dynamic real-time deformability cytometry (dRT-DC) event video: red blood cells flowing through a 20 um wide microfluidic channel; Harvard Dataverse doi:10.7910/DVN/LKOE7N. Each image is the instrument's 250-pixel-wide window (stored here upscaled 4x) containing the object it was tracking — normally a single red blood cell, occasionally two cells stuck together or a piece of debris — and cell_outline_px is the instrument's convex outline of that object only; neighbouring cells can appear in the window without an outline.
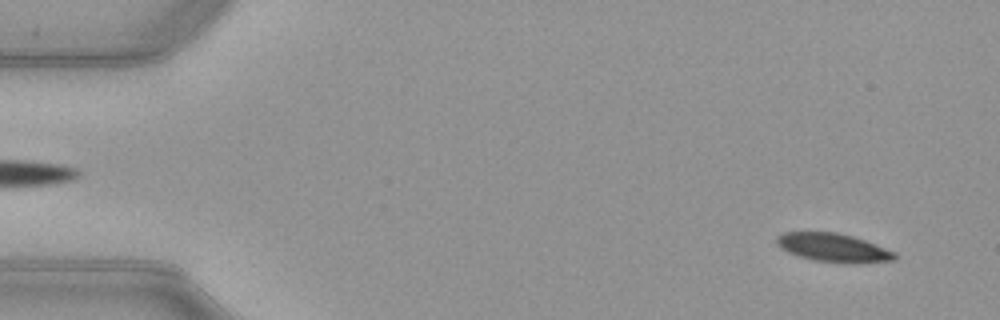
{"species": "common noctule bat (a hibernating species)", "species_latin": "Nyctalus noctula", "temperature_condition": "warm", "stored_images_in_passage": 51, "camera_frame_rate_fps": 3000, "um_per_image_px": 0.085, "animal": {"sex": "female", "body_mass_g": 21.9}, "frame": {"image": 1, "passage_image": 3, "time_ms": 0.667, "image_size_px": [1000, 320], "cell_outline_px": [[896, 256], [892, 260], [844, 264], [812, 260], [788, 252], [780, 248], [776, 244], [776, 236], [784, 232], [836, 232], [852, 236], [864, 240], [896, 252]], "centroid_in_image_um": [70.78, 21.05], "position_along_channel_um": 14.2, "area_um2": 19.59}}
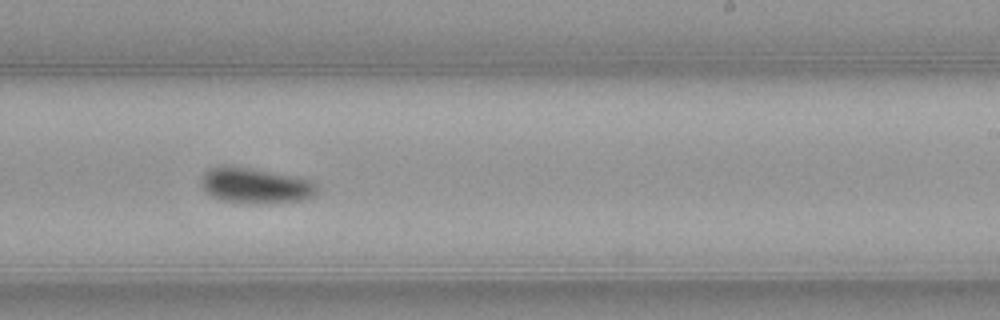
{"frame": {"image": 2, "passage_image": 31, "time_ms": 10.0, "image_size_px": [1000, 320], "cell_outline_px": [[316, 192], [312, 196], [304, 200], [268, 204], [256, 204], [224, 200], [212, 196], [204, 188], [200, 180], [204, 172], [212, 168], [244, 168], [296, 176], [308, 180], [316, 184]], "centroid_in_image_um": [21.76, 15.82], "position_along_channel_um": 267.2, "area_um2": 23.24}}
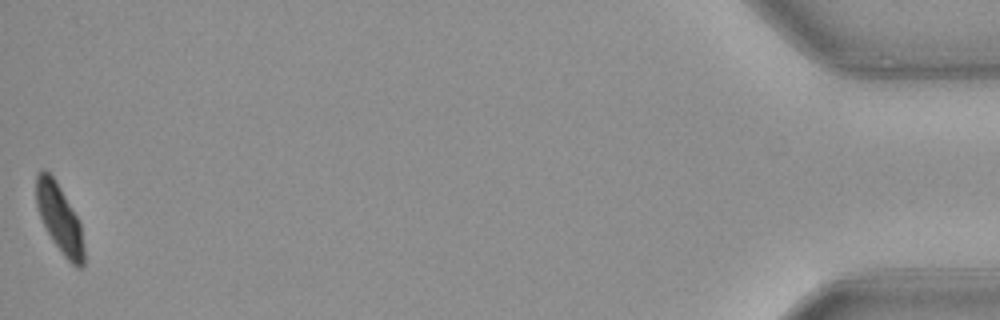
{"frame": {"image": 3, "passage_image": 51, "time_ms": 16.667, "image_size_px": [1000, 320], "cell_outline_px": [[84, 264], [80, 268], [76, 268], [64, 256], [52, 240], [40, 216], [36, 204], [36, 176], [44, 168], [52, 176], [60, 188], [76, 216], [80, 224], [84, 248]], "centroid_in_image_um": [5.06, 18.61], "position_along_channel_um": 430.1, "area_um2": 18.55}, "authors_computed_cell_mechanics": {"area_um2": 21.675, "velocity_mm_per_s": 3.9736, "shape_relaxation_time_tau1_ms": 2.8056, "shape_relaxation_time_tau2_ms": null, "deformation_change_tau1": 0.1029, "deformation_change_tau2": null}}